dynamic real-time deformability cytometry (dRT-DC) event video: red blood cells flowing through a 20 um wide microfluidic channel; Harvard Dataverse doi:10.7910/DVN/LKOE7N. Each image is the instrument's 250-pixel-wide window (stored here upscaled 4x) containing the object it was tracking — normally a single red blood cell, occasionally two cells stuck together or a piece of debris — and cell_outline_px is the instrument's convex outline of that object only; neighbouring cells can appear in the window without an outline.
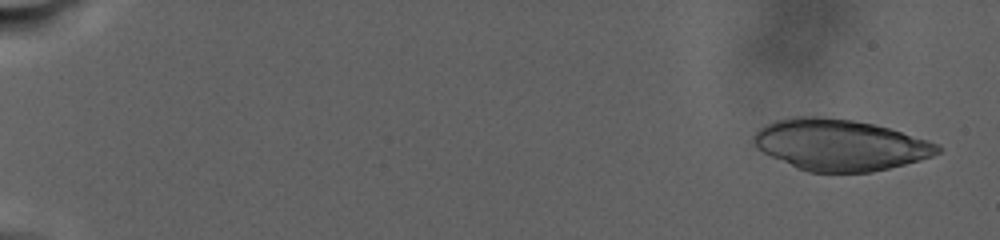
{"species": "human", "species_latin": "Homo sapiens", "temperature_condition": "warm", "stored_images_in_passage": 48, "camera_frame_rate_fps": 3000, "um_per_image_px": 0.085, "donor": {"sex": "male"}, "frame": {"image": 1, "passage_image": 2, "time_ms": 1.0, "image_size_px": [1000, 240], "cell_outline_px": [[944, 148], [940, 152], [932, 156], [920, 160], [872, 172], [808, 172], [796, 168], [756, 148], [752, 140], [752, 136], [764, 124], [776, 120], [792, 116], [820, 116], [852, 120], [876, 124], [928, 140], [940, 144]], "centroid_in_image_um": [71.4, 12.3], "position_along_channel_um": 13.6, "area_um2": 55.08}}